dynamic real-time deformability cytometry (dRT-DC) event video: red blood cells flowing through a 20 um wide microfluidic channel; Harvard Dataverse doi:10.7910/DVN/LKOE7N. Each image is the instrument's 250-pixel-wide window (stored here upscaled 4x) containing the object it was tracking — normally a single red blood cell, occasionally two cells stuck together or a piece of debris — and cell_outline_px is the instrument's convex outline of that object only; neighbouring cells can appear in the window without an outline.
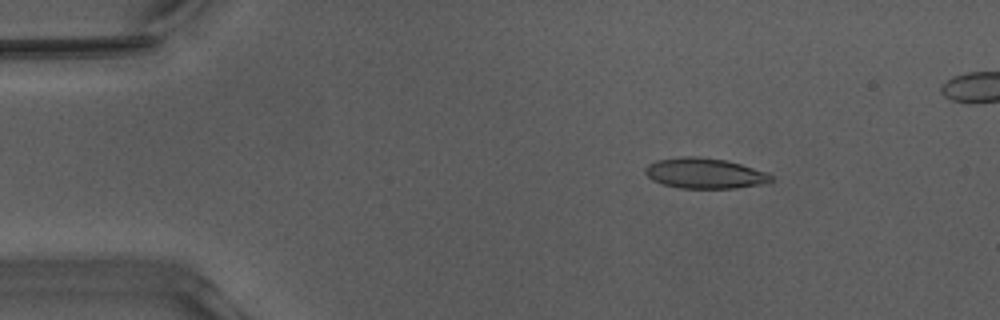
{"species": "Egyptian fruit bat (a non-hibernating species)", "species_latin": "Rousettus aegyptiacus", "temperature_condition": "warm", "stored_images_in_passage": 46, "camera_frame_rate_fps": 3000, "um_per_image_px": 0.085, "animal": {"sex": "male"}, "frame": {"image": 1, "passage_image": 4, "time_ms": 1.0, "image_size_px": [1000, 320], "cell_outline_px": [[772, 180], [756, 184], [732, 188], [684, 188], [664, 184], [648, 176], [648, 168], [652, 164], [660, 160], [724, 160], [740, 164], [772, 176]], "centroid_in_image_um": [59.96, 14.79], "position_along_channel_um": 25.0, "area_um2": 20.0}}
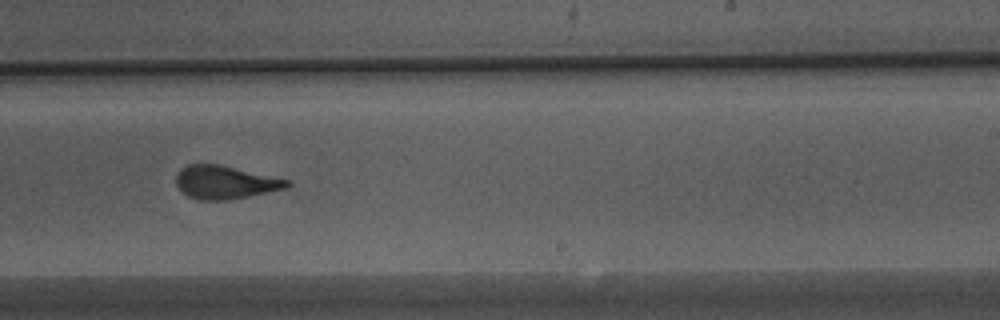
{"frame": {"image": 2, "passage_image": 28, "time_ms": 9.0, "image_size_px": [1000, 320], "cell_outline_px": [[292, 184], [280, 188], [244, 196], [220, 200], [208, 200], [188, 196], [176, 184], [176, 176], [188, 164], [216, 164], [288, 180]], "centroid_in_image_um": [19.06, 15.48], "position_along_channel_um": 269.9, "area_um2": 20.17}}
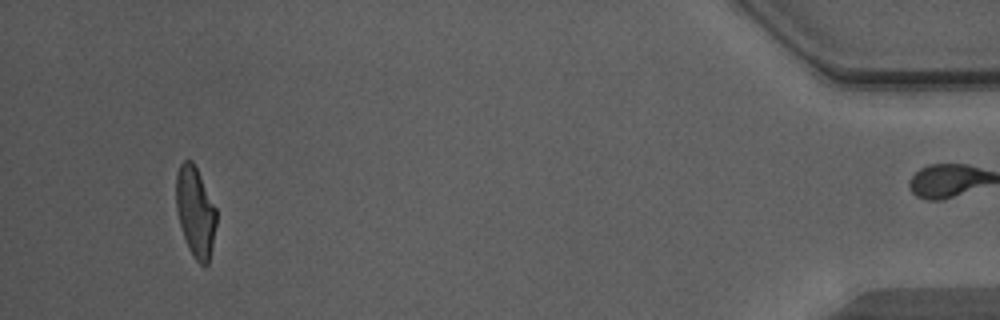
{"frame": {"image": 3, "passage_image": 45, "time_ms": 14.667, "image_size_px": [1000, 320], "cell_outline_px": [[216, 224], [208, 264], [200, 264], [196, 260], [184, 236], [180, 224], [176, 208], [176, 176], [180, 164], [184, 160], [192, 160], [216, 208]], "centroid_in_image_um": [16.6, 17.97], "position_along_channel_um": 418.6, "area_um2": 20.58}, "authors_computed_cell_mechanics": {"area_um2": 20.9236, "velocity_mm_per_s": 3.98, "shape_relaxation_time_tau1_ms": 9.0023, "shape_relaxation_time_tau2_ms": 1.3561, "deformation_change_tau1": 0.3219, "deformation_change_tau2": 0.1087}}